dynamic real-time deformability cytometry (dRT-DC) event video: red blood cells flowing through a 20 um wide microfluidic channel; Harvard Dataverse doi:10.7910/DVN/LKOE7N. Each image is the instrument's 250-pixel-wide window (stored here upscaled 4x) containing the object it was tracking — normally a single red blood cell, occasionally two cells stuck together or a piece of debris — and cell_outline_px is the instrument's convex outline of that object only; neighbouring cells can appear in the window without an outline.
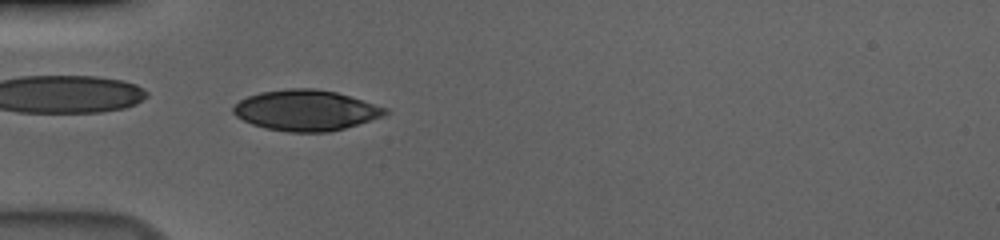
{"species": "human", "species_latin": "Homo sapiens", "temperature_condition": "cold", "stored_images_in_passage": 56, "camera_frame_rate_fps": 3000, "um_per_image_px": 0.085, "donor": {"sex": "male"}, "frame": {"image": 1, "passage_image": 18, "time_ms": 5.667, "image_size_px": [1000, 240], "cell_outline_px": [[388, 112], [384, 116], [344, 128], [328, 132], [288, 132], [264, 128], [252, 124], [236, 116], [232, 112], [232, 108], [240, 100], [248, 96], [260, 92], [288, 88], [316, 88], [336, 92], [388, 108]], "centroid_in_image_um": [25.99, 9.37], "position_along_channel_um": 59.0, "area_um2": 35.95}}
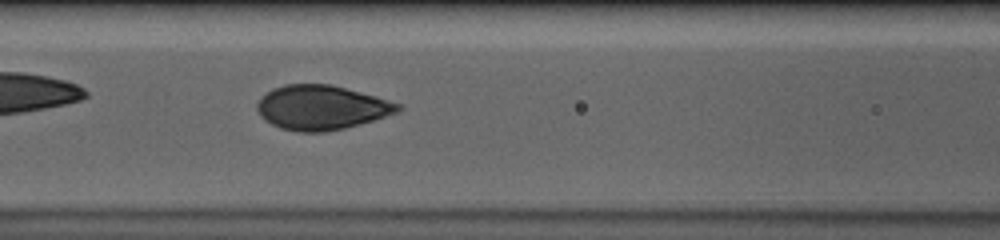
{"frame": {"image": 2, "passage_image": 25, "time_ms": 8.0, "image_size_px": [1000, 240], "cell_outline_px": [[400, 108], [396, 112], [372, 120], [344, 128], [324, 132], [296, 132], [280, 128], [264, 120], [260, 116], [256, 108], [256, 104], [260, 96], [272, 88], [284, 84], [332, 84], [376, 96], [400, 104]], "centroid_in_image_um": [27.24, 9.13], "position_along_channel_um": 139.4, "area_um2": 36.47}}
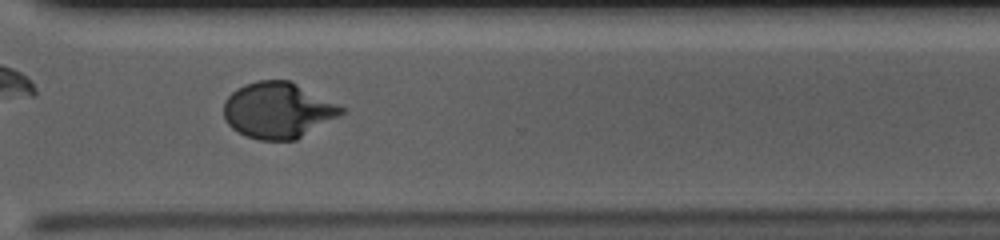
{"frame": {"image": 3, "passage_image": 42, "time_ms": 13.667, "image_size_px": [1000, 240], "cell_outline_px": [[348, 112], [296, 140], [260, 140], [248, 136], [232, 128], [224, 120], [224, 100], [236, 88], [244, 84], [256, 80], [288, 80], [348, 108]], "centroid_in_image_um": [23.66, 9.37], "position_along_channel_um": 346.9, "area_um2": 38.67}, "authors_computed_cell_mechanics": {"area_um2": 36.5874, "velocity_mm_per_s": 3.6677, "shape_relaxation_time_tau1_ms": 3.4104, "shape_relaxation_time_tau2_ms": null, "deformation_change_tau1": 0.1709, "deformation_change_tau2": null}}